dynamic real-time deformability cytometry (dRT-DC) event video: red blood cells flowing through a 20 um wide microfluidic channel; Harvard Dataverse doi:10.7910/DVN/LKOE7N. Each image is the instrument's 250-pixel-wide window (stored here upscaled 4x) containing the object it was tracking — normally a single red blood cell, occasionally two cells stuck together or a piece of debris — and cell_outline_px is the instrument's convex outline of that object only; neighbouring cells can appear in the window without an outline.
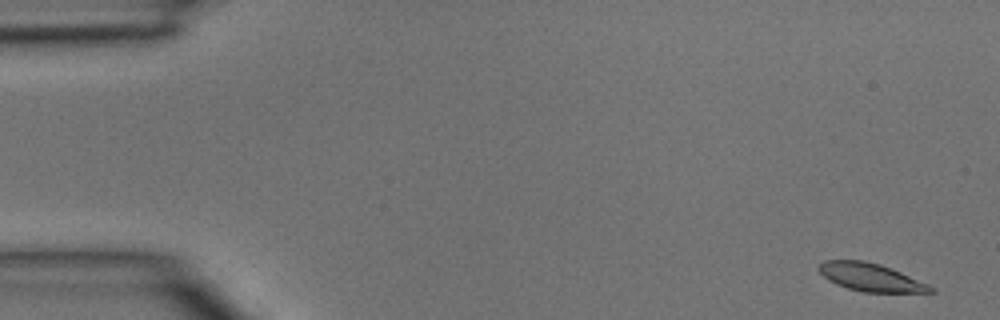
{"species": "common noctule bat (a hibernating species)", "species_latin": "Nyctalus noctula", "temperature_condition": "room temperature", "stored_images_in_passage": 4, "camera_frame_rate_fps": 3000, "um_per_image_px": 0.085, "animal": {"sex": "male", "body_mass_g": 15.6}, "frame": {"image": 1, "passage_image": 1, "time_ms": 0.0, "image_size_px": [1000, 320], "cell_outline_px": [[936, 292], [864, 292], [848, 288], [836, 284], [828, 280], [816, 268], [824, 260], [864, 260], [880, 264], [892, 268], [928, 284], [936, 288]], "centroid_in_image_um": [74.01, 23.56], "position_along_channel_um": 11.0, "area_um2": 18.21}}
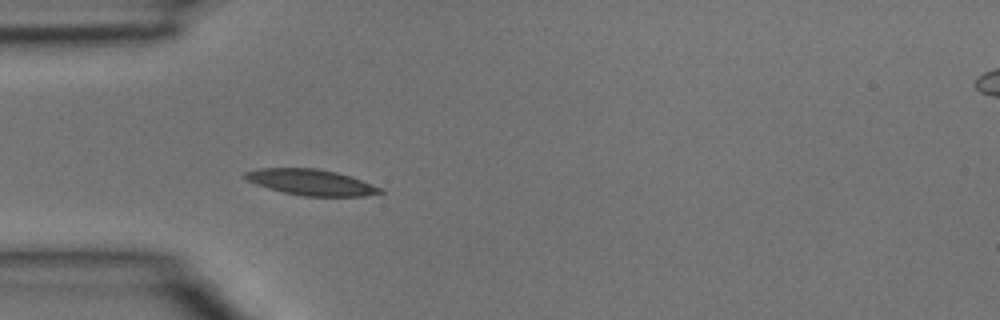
{"frame": {"image": 2, "passage_image": 4, "time_ms": 1.0, "image_size_px": [1000, 320], "cell_outline_px": [[384, 192], [364, 196], [304, 196], [284, 192], [268, 188], [256, 184], [240, 176], [244, 172], [260, 168], [316, 168], [336, 172], [384, 188]], "centroid_in_image_um": [26.42, 15.49], "position_along_channel_um": 58.6, "area_um2": 20.29}}